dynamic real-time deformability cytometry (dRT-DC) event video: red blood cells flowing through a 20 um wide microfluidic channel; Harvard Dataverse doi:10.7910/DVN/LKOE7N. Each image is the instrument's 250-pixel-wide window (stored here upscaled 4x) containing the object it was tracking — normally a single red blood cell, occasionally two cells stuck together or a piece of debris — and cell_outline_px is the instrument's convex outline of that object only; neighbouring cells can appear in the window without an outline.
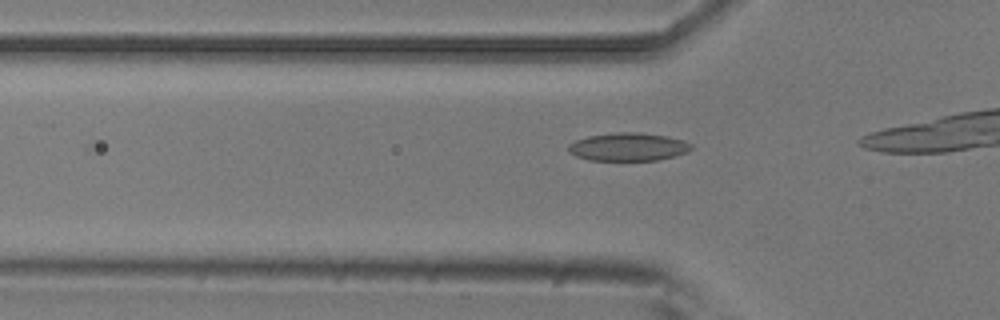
{"species": "common noctule bat (a hibernating species)", "species_latin": "Nyctalus noctula", "temperature_condition": "room temperature", "stored_images_in_passage": 6, "camera_frame_rate_fps": 3000, "um_per_image_px": 0.085, "animal": {"sex": "male", "body_mass_g": 20.5, "forearm_length_mm": 52.5}, "frame": {"image": 1, "passage_image": 4, "time_ms": 1.0, "image_size_px": [1000, 320], "cell_outline_px": [[692, 148], [688, 152], [656, 160], [588, 160], [576, 156], [568, 152], [568, 144], [576, 140], [588, 136], [616, 132], [640, 132], [668, 136], [684, 140], [692, 144]], "centroid_in_image_um": [53.39, 12.47], "position_along_channel_um": 72.4, "area_um2": 20.17}}